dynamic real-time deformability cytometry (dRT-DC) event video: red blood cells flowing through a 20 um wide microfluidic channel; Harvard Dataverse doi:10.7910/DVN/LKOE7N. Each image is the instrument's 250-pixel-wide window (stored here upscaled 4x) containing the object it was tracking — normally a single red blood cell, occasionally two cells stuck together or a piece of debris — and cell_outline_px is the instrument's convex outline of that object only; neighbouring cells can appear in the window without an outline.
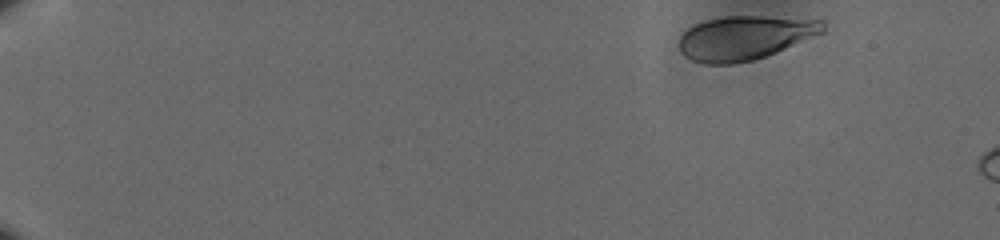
{"species": "human", "species_latin": "Homo sapiens", "temperature_condition": "cold", "stored_images_in_passage": 9, "camera_frame_rate_fps": 3000, "um_per_image_px": 0.085, "donor": {"sex": "male"}, "frame": {"image": 1, "passage_image": 1, "time_ms": 0.0, "image_size_px": [1000, 240], "cell_outline_px": [[824, 32], [776, 52], [752, 60], [732, 64], [704, 64], [692, 60], [684, 56], [680, 52], [680, 36], [692, 24], [704, 20], [728, 16], [760, 16], [824, 20]], "centroid_in_image_um": [63.27, 3.21], "position_along_channel_um": 21.7, "area_um2": 36.82}}